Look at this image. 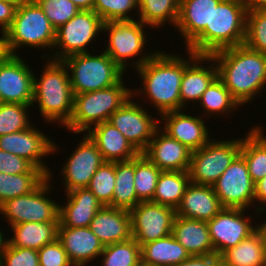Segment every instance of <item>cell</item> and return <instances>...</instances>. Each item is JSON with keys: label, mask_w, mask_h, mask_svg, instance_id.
I'll list each match as a JSON object with an SVG mask.
<instances>
[{"label": "cell", "mask_w": 266, "mask_h": 266, "mask_svg": "<svg viewBox=\"0 0 266 266\" xmlns=\"http://www.w3.org/2000/svg\"><path fill=\"white\" fill-rule=\"evenodd\" d=\"M141 260L157 266H176L191 255L172 234L140 246Z\"/></svg>", "instance_id": "obj_31"}, {"label": "cell", "mask_w": 266, "mask_h": 266, "mask_svg": "<svg viewBox=\"0 0 266 266\" xmlns=\"http://www.w3.org/2000/svg\"><path fill=\"white\" fill-rule=\"evenodd\" d=\"M0 266H39L38 251L8 246L0 259Z\"/></svg>", "instance_id": "obj_45"}, {"label": "cell", "mask_w": 266, "mask_h": 266, "mask_svg": "<svg viewBox=\"0 0 266 266\" xmlns=\"http://www.w3.org/2000/svg\"><path fill=\"white\" fill-rule=\"evenodd\" d=\"M46 177L44 173H0V205L32 192Z\"/></svg>", "instance_id": "obj_38"}, {"label": "cell", "mask_w": 266, "mask_h": 266, "mask_svg": "<svg viewBox=\"0 0 266 266\" xmlns=\"http://www.w3.org/2000/svg\"><path fill=\"white\" fill-rule=\"evenodd\" d=\"M244 45L266 55V11H247Z\"/></svg>", "instance_id": "obj_43"}, {"label": "cell", "mask_w": 266, "mask_h": 266, "mask_svg": "<svg viewBox=\"0 0 266 266\" xmlns=\"http://www.w3.org/2000/svg\"><path fill=\"white\" fill-rule=\"evenodd\" d=\"M218 78L241 106L250 104L266 88V55L247 46L220 50L210 55Z\"/></svg>", "instance_id": "obj_2"}, {"label": "cell", "mask_w": 266, "mask_h": 266, "mask_svg": "<svg viewBox=\"0 0 266 266\" xmlns=\"http://www.w3.org/2000/svg\"><path fill=\"white\" fill-rule=\"evenodd\" d=\"M66 266H87V263H83V262H69Z\"/></svg>", "instance_id": "obj_57"}, {"label": "cell", "mask_w": 266, "mask_h": 266, "mask_svg": "<svg viewBox=\"0 0 266 266\" xmlns=\"http://www.w3.org/2000/svg\"><path fill=\"white\" fill-rule=\"evenodd\" d=\"M137 266H157V265L149 264V263H146V262L140 260L138 262Z\"/></svg>", "instance_id": "obj_58"}, {"label": "cell", "mask_w": 266, "mask_h": 266, "mask_svg": "<svg viewBox=\"0 0 266 266\" xmlns=\"http://www.w3.org/2000/svg\"><path fill=\"white\" fill-rule=\"evenodd\" d=\"M21 55L0 52V98L2 103L32 105L34 71Z\"/></svg>", "instance_id": "obj_16"}, {"label": "cell", "mask_w": 266, "mask_h": 266, "mask_svg": "<svg viewBox=\"0 0 266 266\" xmlns=\"http://www.w3.org/2000/svg\"><path fill=\"white\" fill-rule=\"evenodd\" d=\"M204 63L206 66H203ZM217 77L218 71L214 59L209 55H198L184 69L180 87L181 110L188 108L189 102L197 109L202 94Z\"/></svg>", "instance_id": "obj_21"}, {"label": "cell", "mask_w": 266, "mask_h": 266, "mask_svg": "<svg viewBox=\"0 0 266 266\" xmlns=\"http://www.w3.org/2000/svg\"><path fill=\"white\" fill-rule=\"evenodd\" d=\"M135 10L138 15V0H94L93 5V11L104 23L137 20L135 16H131Z\"/></svg>", "instance_id": "obj_41"}, {"label": "cell", "mask_w": 266, "mask_h": 266, "mask_svg": "<svg viewBox=\"0 0 266 266\" xmlns=\"http://www.w3.org/2000/svg\"><path fill=\"white\" fill-rule=\"evenodd\" d=\"M33 124L25 130L0 136V149L26 159L49 176L52 170L46 165L44 157L55 154L60 147L56 145L54 139L49 138Z\"/></svg>", "instance_id": "obj_13"}, {"label": "cell", "mask_w": 266, "mask_h": 266, "mask_svg": "<svg viewBox=\"0 0 266 266\" xmlns=\"http://www.w3.org/2000/svg\"><path fill=\"white\" fill-rule=\"evenodd\" d=\"M17 7L18 5L14 2L0 0V37H2L12 25Z\"/></svg>", "instance_id": "obj_48"}, {"label": "cell", "mask_w": 266, "mask_h": 266, "mask_svg": "<svg viewBox=\"0 0 266 266\" xmlns=\"http://www.w3.org/2000/svg\"><path fill=\"white\" fill-rule=\"evenodd\" d=\"M171 234L191 256L214 254V247L205 221L176 215Z\"/></svg>", "instance_id": "obj_28"}, {"label": "cell", "mask_w": 266, "mask_h": 266, "mask_svg": "<svg viewBox=\"0 0 266 266\" xmlns=\"http://www.w3.org/2000/svg\"><path fill=\"white\" fill-rule=\"evenodd\" d=\"M126 86L122 79L118 84L106 89L73 94V114L65 130L79 135L94 125L108 121L132 96L133 88Z\"/></svg>", "instance_id": "obj_6"}, {"label": "cell", "mask_w": 266, "mask_h": 266, "mask_svg": "<svg viewBox=\"0 0 266 266\" xmlns=\"http://www.w3.org/2000/svg\"><path fill=\"white\" fill-rule=\"evenodd\" d=\"M129 212L132 238L140 246L172 233L176 210L170 206L143 201Z\"/></svg>", "instance_id": "obj_17"}, {"label": "cell", "mask_w": 266, "mask_h": 266, "mask_svg": "<svg viewBox=\"0 0 266 266\" xmlns=\"http://www.w3.org/2000/svg\"><path fill=\"white\" fill-rule=\"evenodd\" d=\"M187 58L181 53L157 51L156 54L135 70L141 78V88L133 89L132 96H139L143 105L149 101L160 116L171 111L181 110L180 87L184 69L198 56L185 49ZM138 72V73H136ZM141 96V97H140ZM143 101V102H142ZM157 109V110H156Z\"/></svg>", "instance_id": "obj_1"}, {"label": "cell", "mask_w": 266, "mask_h": 266, "mask_svg": "<svg viewBox=\"0 0 266 266\" xmlns=\"http://www.w3.org/2000/svg\"><path fill=\"white\" fill-rule=\"evenodd\" d=\"M131 96L108 119L130 143L142 153L159 128V118H153L138 101Z\"/></svg>", "instance_id": "obj_15"}, {"label": "cell", "mask_w": 266, "mask_h": 266, "mask_svg": "<svg viewBox=\"0 0 266 266\" xmlns=\"http://www.w3.org/2000/svg\"><path fill=\"white\" fill-rule=\"evenodd\" d=\"M261 222H259V220H258V227H259V229L261 230V232L264 235V238H265V247H266V220L265 221L262 220Z\"/></svg>", "instance_id": "obj_55"}, {"label": "cell", "mask_w": 266, "mask_h": 266, "mask_svg": "<svg viewBox=\"0 0 266 266\" xmlns=\"http://www.w3.org/2000/svg\"><path fill=\"white\" fill-rule=\"evenodd\" d=\"M221 0H180L175 25L187 47L205 28H211V16Z\"/></svg>", "instance_id": "obj_25"}, {"label": "cell", "mask_w": 266, "mask_h": 266, "mask_svg": "<svg viewBox=\"0 0 266 266\" xmlns=\"http://www.w3.org/2000/svg\"><path fill=\"white\" fill-rule=\"evenodd\" d=\"M207 266H226L221 261L219 256H215L208 264Z\"/></svg>", "instance_id": "obj_54"}, {"label": "cell", "mask_w": 266, "mask_h": 266, "mask_svg": "<svg viewBox=\"0 0 266 266\" xmlns=\"http://www.w3.org/2000/svg\"><path fill=\"white\" fill-rule=\"evenodd\" d=\"M41 60L45 65L40 77L37 78L34 72L32 106H38L42 119L49 123L47 125L55 122L64 128L72 117L74 102L68 69L62 60Z\"/></svg>", "instance_id": "obj_3"}, {"label": "cell", "mask_w": 266, "mask_h": 266, "mask_svg": "<svg viewBox=\"0 0 266 266\" xmlns=\"http://www.w3.org/2000/svg\"><path fill=\"white\" fill-rule=\"evenodd\" d=\"M246 211L249 212L240 208H223L207 222L214 255L220 256L235 247L258 228L257 222L256 225L252 223L254 217L246 215Z\"/></svg>", "instance_id": "obj_14"}, {"label": "cell", "mask_w": 266, "mask_h": 266, "mask_svg": "<svg viewBox=\"0 0 266 266\" xmlns=\"http://www.w3.org/2000/svg\"><path fill=\"white\" fill-rule=\"evenodd\" d=\"M142 153L161 171H188L192 151L158 128Z\"/></svg>", "instance_id": "obj_20"}, {"label": "cell", "mask_w": 266, "mask_h": 266, "mask_svg": "<svg viewBox=\"0 0 266 266\" xmlns=\"http://www.w3.org/2000/svg\"><path fill=\"white\" fill-rule=\"evenodd\" d=\"M2 228L3 227L0 228V259H1L2 255H3V253L5 252V250H6L7 246H8V243H9V237L7 238L4 230L2 231ZM5 236H6V238H5Z\"/></svg>", "instance_id": "obj_53"}, {"label": "cell", "mask_w": 266, "mask_h": 266, "mask_svg": "<svg viewBox=\"0 0 266 266\" xmlns=\"http://www.w3.org/2000/svg\"><path fill=\"white\" fill-rule=\"evenodd\" d=\"M146 26L140 20L108 21L103 24V32L109 35L107 36L108 45L103 51L124 72L127 71L128 66L131 67V70L138 69L158 51L144 52L146 43L149 42L147 37H150L147 36L148 32H145ZM138 56L139 59H137Z\"/></svg>", "instance_id": "obj_8"}, {"label": "cell", "mask_w": 266, "mask_h": 266, "mask_svg": "<svg viewBox=\"0 0 266 266\" xmlns=\"http://www.w3.org/2000/svg\"><path fill=\"white\" fill-rule=\"evenodd\" d=\"M31 107L32 105L1 103L0 136L29 128L32 125L28 115Z\"/></svg>", "instance_id": "obj_40"}, {"label": "cell", "mask_w": 266, "mask_h": 266, "mask_svg": "<svg viewBox=\"0 0 266 266\" xmlns=\"http://www.w3.org/2000/svg\"><path fill=\"white\" fill-rule=\"evenodd\" d=\"M66 201L59 204L58 227H89L97 212L104 206L88 187L66 192Z\"/></svg>", "instance_id": "obj_22"}, {"label": "cell", "mask_w": 266, "mask_h": 266, "mask_svg": "<svg viewBox=\"0 0 266 266\" xmlns=\"http://www.w3.org/2000/svg\"><path fill=\"white\" fill-rule=\"evenodd\" d=\"M86 134L95 143L104 161H127L140 154L130 141L108 121L94 125Z\"/></svg>", "instance_id": "obj_24"}, {"label": "cell", "mask_w": 266, "mask_h": 266, "mask_svg": "<svg viewBox=\"0 0 266 266\" xmlns=\"http://www.w3.org/2000/svg\"><path fill=\"white\" fill-rule=\"evenodd\" d=\"M49 19L52 27L57 30L67 23L81 9L71 0H34Z\"/></svg>", "instance_id": "obj_44"}, {"label": "cell", "mask_w": 266, "mask_h": 266, "mask_svg": "<svg viewBox=\"0 0 266 266\" xmlns=\"http://www.w3.org/2000/svg\"><path fill=\"white\" fill-rule=\"evenodd\" d=\"M214 254L209 255H192L187 260L182 261L176 266H207V264L215 257Z\"/></svg>", "instance_id": "obj_50"}, {"label": "cell", "mask_w": 266, "mask_h": 266, "mask_svg": "<svg viewBox=\"0 0 266 266\" xmlns=\"http://www.w3.org/2000/svg\"><path fill=\"white\" fill-rule=\"evenodd\" d=\"M3 1H7V2H14L17 5L23 4V3H28L31 2L33 0H3Z\"/></svg>", "instance_id": "obj_56"}, {"label": "cell", "mask_w": 266, "mask_h": 266, "mask_svg": "<svg viewBox=\"0 0 266 266\" xmlns=\"http://www.w3.org/2000/svg\"><path fill=\"white\" fill-rule=\"evenodd\" d=\"M115 177L112 207L130 211L141 202L134 187V158L116 161Z\"/></svg>", "instance_id": "obj_35"}, {"label": "cell", "mask_w": 266, "mask_h": 266, "mask_svg": "<svg viewBox=\"0 0 266 266\" xmlns=\"http://www.w3.org/2000/svg\"><path fill=\"white\" fill-rule=\"evenodd\" d=\"M115 180V162L104 161L91 178L88 188L103 205L112 206Z\"/></svg>", "instance_id": "obj_42"}, {"label": "cell", "mask_w": 266, "mask_h": 266, "mask_svg": "<svg viewBox=\"0 0 266 266\" xmlns=\"http://www.w3.org/2000/svg\"><path fill=\"white\" fill-rule=\"evenodd\" d=\"M190 182L188 171H162L151 201L176 210Z\"/></svg>", "instance_id": "obj_34"}, {"label": "cell", "mask_w": 266, "mask_h": 266, "mask_svg": "<svg viewBox=\"0 0 266 266\" xmlns=\"http://www.w3.org/2000/svg\"><path fill=\"white\" fill-rule=\"evenodd\" d=\"M55 29L39 5L33 0L18 5L12 25L0 37V52L20 55L19 49L25 47L46 49L41 58H50L55 43ZM27 46V47H26ZM21 47V48H20ZM49 48V50H48ZM18 50V51H17ZM17 51V52H16Z\"/></svg>", "instance_id": "obj_5"}, {"label": "cell", "mask_w": 266, "mask_h": 266, "mask_svg": "<svg viewBox=\"0 0 266 266\" xmlns=\"http://www.w3.org/2000/svg\"><path fill=\"white\" fill-rule=\"evenodd\" d=\"M99 257L100 266H137L141 260L140 245L134 238L113 243L104 246Z\"/></svg>", "instance_id": "obj_39"}, {"label": "cell", "mask_w": 266, "mask_h": 266, "mask_svg": "<svg viewBox=\"0 0 266 266\" xmlns=\"http://www.w3.org/2000/svg\"><path fill=\"white\" fill-rule=\"evenodd\" d=\"M103 24L95 11L80 10L55 31L51 59L63 60L72 54L89 52L88 46H92L100 32L103 33Z\"/></svg>", "instance_id": "obj_11"}, {"label": "cell", "mask_w": 266, "mask_h": 266, "mask_svg": "<svg viewBox=\"0 0 266 266\" xmlns=\"http://www.w3.org/2000/svg\"><path fill=\"white\" fill-rule=\"evenodd\" d=\"M52 176L51 172L32 192L0 205L1 218L9 227L25 222H59V202L49 199Z\"/></svg>", "instance_id": "obj_9"}, {"label": "cell", "mask_w": 266, "mask_h": 266, "mask_svg": "<svg viewBox=\"0 0 266 266\" xmlns=\"http://www.w3.org/2000/svg\"><path fill=\"white\" fill-rule=\"evenodd\" d=\"M57 239L61 242L70 262L88 265L101 255L104 245L89 227H58Z\"/></svg>", "instance_id": "obj_27"}, {"label": "cell", "mask_w": 266, "mask_h": 266, "mask_svg": "<svg viewBox=\"0 0 266 266\" xmlns=\"http://www.w3.org/2000/svg\"><path fill=\"white\" fill-rule=\"evenodd\" d=\"M220 261L226 266H266L265 238L259 227L238 245L224 251Z\"/></svg>", "instance_id": "obj_29"}, {"label": "cell", "mask_w": 266, "mask_h": 266, "mask_svg": "<svg viewBox=\"0 0 266 266\" xmlns=\"http://www.w3.org/2000/svg\"><path fill=\"white\" fill-rule=\"evenodd\" d=\"M247 7L244 0H221L214 7L211 28H205L187 47L197 55H212L223 49L243 45Z\"/></svg>", "instance_id": "obj_4"}, {"label": "cell", "mask_w": 266, "mask_h": 266, "mask_svg": "<svg viewBox=\"0 0 266 266\" xmlns=\"http://www.w3.org/2000/svg\"><path fill=\"white\" fill-rule=\"evenodd\" d=\"M254 199H255V207L253 209L256 208L255 210L258 211L261 214V216H263L262 218H264L265 213L263 212L266 211V176L262 178L260 181L255 183Z\"/></svg>", "instance_id": "obj_49"}, {"label": "cell", "mask_w": 266, "mask_h": 266, "mask_svg": "<svg viewBox=\"0 0 266 266\" xmlns=\"http://www.w3.org/2000/svg\"><path fill=\"white\" fill-rule=\"evenodd\" d=\"M38 256L39 266H66L70 262L66 251L58 239L39 249Z\"/></svg>", "instance_id": "obj_47"}, {"label": "cell", "mask_w": 266, "mask_h": 266, "mask_svg": "<svg viewBox=\"0 0 266 266\" xmlns=\"http://www.w3.org/2000/svg\"><path fill=\"white\" fill-rule=\"evenodd\" d=\"M223 208L212 186L190 182L176 208V215L208 222Z\"/></svg>", "instance_id": "obj_26"}, {"label": "cell", "mask_w": 266, "mask_h": 266, "mask_svg": "<svg viewBox=\"0 0 266 266\" xmlns=\"http://www.w3.org/2000/svg\"><path fill=\"white\" fill-rule=\"evenodd\" d=\"M247 11L264 10L266 11V0H244Z\"/></svg>", "instance_id": "obj_51"}, {"label": "cell", "mask_w": 266, "mask_h": 266, "mask_svg": "<svg viewBox=\"0 0 266 266\" xmlns=\"http://www.w3.org/2000/svg\"><path fill=\"white\" fill-rule=\"evenodd\" d=\"M69 55L62 61L66 65L73 94L102 90L118 84L124 72L104 51ZM71 73V74H70Z\"/></svg>", "instance_id": "obj_7"}, {"label": "cell", "mask_w": 266, "mask_h": 266, "mask_svg": "<svg viewBox=\"0 0 266 266\" xmlns=\"http://www.w3.org/2000/svg\"><path fill=\"white\" fill-rule=\"evenodd\" d=\"M258 125L250 127L244 134L240 151L254 184L266 176V134L263 126Z\"/></svg>", "instance_id": "obj_32"}, {"label": "cell", "mask_w": 266, "mask_h": 266, "mask_svg": "<svg viewBox=\"0 0 266 266\" xmlns=\"http://www.w3.org/2000/svg\"><path fill=\"white\" fill-rule=\"evenodd\" d=\"M0 173L23 174L43 172L40 169L35 168L26 159L0 149Z\"/></svg>", "instance_id": "obj_46"}, {"label": "cell", "mask_w": 266, "mask_h": 266, "mask_svg": "<svg viewBox=\"0 0 266 266\" xmlns=\"http://www.w3.org/2000/svg\"><path fill=\"white\" fill-rule=\"evenodd\" d=\"M78 143L60 170L65 193L88 187L91 178L104 162L100 151L87 134L84 133Z\"/></svg>", "instance_id": "obj_18"}, {"label": "cell", "mask_w": 266, "mask_h": 266, "mask_svg": "<svg viewBox=\"0 0 266 266\" xmlns=\"http://www.w3.org/2000/svg\"><path fill=\"white\" fill-rule=\"evenodd\" d=\"M81 10H93L94 0H71Z\"/></svg>", "instance_id": "obj_52"}, {"label": "cell", "mask_w": 266, "mask_h": 266, "mask_svg": "<svg viewBox=\"0 0 266 266\" xmlns=\"http://www.w3.org/2000/svg\"><path fill=\"white\" fill-rule=\"evenodd\" d=\"M58 226L59 222H25L10 226L9 244L38 251L57 239Z\"/></svg>", "instance_id": "obj_30"}, {"label": "cell", "mask_w": 266, "mask_h": 266, "mask_svg": "<svg viewBox=\"0 0 266 266\" xmlns=\"http://www.w3.org/2000/svg\"><path fill=\"white\" fill-rule=\"evenodd\" d=\"M89 228L104 246L132 238L130 212L109 205L97 212Z\"/></svg>", "instance_id": "obj_23"}, {"label": "cell", "mask_w": 266, "mask_h": 266, "mask_svg": "<svg viewBox=\"0 0 266 266\" xmlns=\"http://www.w3.org/2000/svg\"><path fill=\"white\" fill-rule=\"evenodd\" d=\"M254 185L247 163L239 154L212 187L224 208L250 209L260 217L258 211L251 209L255 206Z\"/></svg>", "instance_id": "obj_12"}, {"label": "cell", "mask_w": 266, "mask_h": 266, "mask_svg": "<svg viewBox=\"0 0 266 266\" xmlns=\"http://www.w3.org/2000/svg\"><path fill=\"white\" fill-rule=\"evenodd\" d=\"M214 138L192 152L188 170L191 183L212 186L240 154L242 137L230 140Z\"/></svg>", "instance_id": "obj_10"}, {"label": "cell", "mask_w": 266, "mask_h": 266, "mask_svg": "<svg viewBox=\"0 0 266 266\" xmlns=\"http://www.w3.org/2000/svg\"><path fill=\"white\" fill-rule=\"evenodd\" d=\"M196 115H189L186 109L185 111L178 110L164 113L159 117L157 116L159 118V128L169 137L185 145L192 152L199 150L212 139L213 135L210 136L212 134L209 129L210 127L204 122L206 120H203L206 118Z\"/></svg>", "instance_id": "obj_19"}, {"label": "cell", "mask_w": 266, "mask_h": 266, "mask_svg": "<svg viewBox=\"0 0 266 266\" xmlns=\"http://www.w3.org/2000/svg\"><path fill=\"white\" fill-rule=\"evenodd\" d=\"M198 104L202 108L200 110L201 116L205 115V118H209V116L216 117V115H220V118L221 114L222 116H227L230 113L234 114L233 111H237L236 108L242 107L218 77L202 94Z\"/></svg>", "instance_id": "obj_36"}, {"label": "cell", "mask_w": 266, "mask_h": 266, "mask_svg": "<svg viewBox=\"0 0 266 266\" xmlns=\"http://www.w3.org/2000/svg\"><path fill=\"white\" fill-rule=\"evenodd\" d=\"M161 172L143 153L134 158V187L141 202L153 199Z\"/></svg>", "instance_id": "obj_37"}, {"label": "cell", "mask_w": 266, "mask_h": 266, "mask_svg": "<svg viewBox=\"0 0 266 266\" xmlns=\"http://www.w3.org/2000/svg\"><path fill=\"white\" fill-rule=\"evenodd\" d=\"M179 6L180 0H138L137 20L152 29L164 28L167 23L175 29Z\"/></svg>", "instance_id": "obj_33"}]
</instances>
